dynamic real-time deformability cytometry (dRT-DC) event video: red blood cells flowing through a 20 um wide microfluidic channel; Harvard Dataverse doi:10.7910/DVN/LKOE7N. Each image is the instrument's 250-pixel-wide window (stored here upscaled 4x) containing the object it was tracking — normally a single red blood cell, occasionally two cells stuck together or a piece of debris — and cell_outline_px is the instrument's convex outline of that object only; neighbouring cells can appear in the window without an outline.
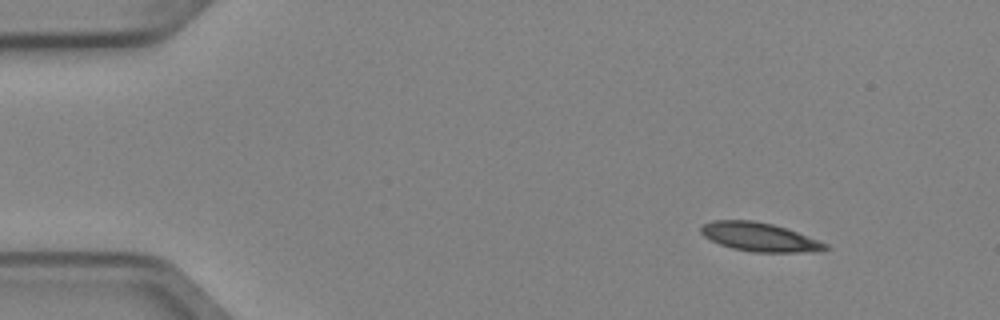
{"species": "Egyptian fruit bat (a non-hibernating species)", "species_latin": "Rousettus aegyptiacus", "temperature_condition": "cold", "stored_images_in_passage": 2, "camera_frame_rate_fps": 3000, "um_per_image_px": 0.085, "animal": {"sex": "female"}, "frame": {"image": 1, "passage_image": 2, "time_ms": 0.333, "image_size_px": [1000, 320], "cell_outline_px": [[828, 248], [820, 252], [752, 252], [732, 248], [720, 244], [704, 236], [700, 232], [700, 228], [704, 224], [712, 220], [752, 220], [772, 224], [796, 232], [828, 244]], "centroid_in_image_um": [64.55, 20.15], "position_along_channel_um": 20.4, "area_um2": 20.63}}